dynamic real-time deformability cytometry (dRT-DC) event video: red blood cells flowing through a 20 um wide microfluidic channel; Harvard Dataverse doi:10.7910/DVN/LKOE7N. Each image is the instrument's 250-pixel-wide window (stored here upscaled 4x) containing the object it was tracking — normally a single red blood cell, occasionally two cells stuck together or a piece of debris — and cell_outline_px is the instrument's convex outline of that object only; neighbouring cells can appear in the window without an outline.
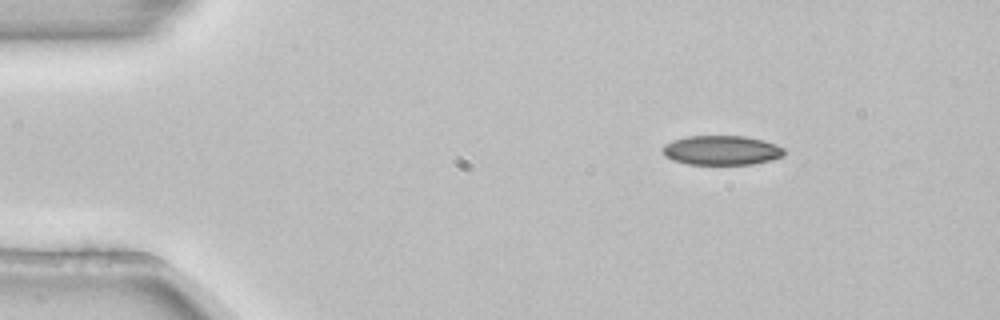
{"species": "common noctule bat (a hibernating species)", "species_latin": "Nyctalus noctula", "temperature_condition": "room temperature", "stored_images_in_passage": 3, "camera_frame_rate_fps": 3000, "um_per_image_px": 0.085, "animal": {"sex": "female", "body_mass_g": 22.7, "forearm_length_mm": 54.2}, "frame": {"image": 1, "passage_image": 1, "time_ms": 0.0, "image_size_px": [1000, 320], "cell_outline_px": [[784, 156], [752, 164], [688, 164], [672, 160], [664, 156], [660, 148], [664, 144], [672, 140], [684, 136], [744, 136], [764, 140], [784, 148]], "centroid_in_image_um": [61.27, 12.76], "position_along_channel_um": 23.7, "area_um2": 20.98}}